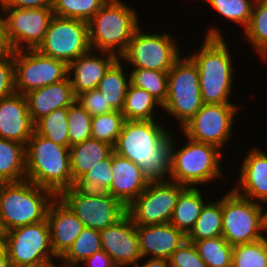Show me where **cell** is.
<instances>
[{
    "instance_id": "6da1fadb",
    "label": "cell",
    "mask_w": 267,
    "mask_h": 267,
    "mask_svg": "<svg viewBox=\"0 0 267 267\" xmlns=\"http://www.w3.org/2000/svg\"><path fill=\"white\" fill-rule=\"evenodd\" d=\"M167 131L155 120H125L113 151L139 166L148 183L166 182L173 143Z\"/></svg>"
},
{
    "instance_id": "7a4b0ae2",
    "label": "cell",
    "mask_w": 267,
    "mask_h": 267,
    "mask_svg": "<svg viewBox=\"0 0 267 267\" xmlns=\"http://www.w3.org/2000/svg\"><path fill=\"white\" fill-rule=\"evenodd\" d=\"M199 53L189 57L198 67L199 84L204 104L229 102L233 65L229 50L219 29L210 28Z\"/></svg>"
},
{
    "instance_id": "3957f363",
    "label": "cell",
    "mask_w": 267,
    "mask_h": 267,
    "mask_svg": "<svg viewBox=\"0 0 267 267\" xmlns=\"http://www.w3.org/2000/svg\"><path fill=\"white\" fill-rule=\"evenodd\" d=\"M25 153V180L52 191L56 196L74 186L69 147L55 144L34 132L25 145Z\"/></svg>"
},
{
    "instance_id": "277c9868",
    "label": "cell",
    "mask_w": 267,
    "mask_h": 267,
    "mask_svg": "<svg viewBox=\"0 0 267 267\" xmlns=\"http://www.w3.org/2000/svg\"><path fill=\"white\" fill-rule=\"evenodd\" d=\"M56 195L31 181L0 183V218L6 232L47 219Z\"/></svg>"
},
{
    "instance_id": "5b68a950",
    "label": "cell",
    "mask_w": 267,
    "mask_h": 267,
    "mask_svg": "<svg viewBox=\"0 0 267 267\" xmlns=\"http://www.w3.org/2000/svg\"><path fill=\"white\" fill-rule=\"evenodd\" d=\"M137 17L134 9L120 0H108L88 21L91 50L98 48L99 53L109 52L119 58L140 26Z\"/></svg>"
},
{
    "instance_id": "8992f818",
    "label": "cell",
    "mask_w": 267,
    "mask_h": 267,
    "mask_svg": "<svg viewBox=\"0 0 267 267\" xmlns=\"http://www.w3.org/2000/svg\"><path fill=\"white\" fill-rule=\"evenodd\" d=\"M187 140L188 143L177 151L172 143L170 181L193 187L221 176L219 164L222 153L219 148L189 138Z\"/></svg>"
},
{
    "instance_id": "52a82bcc",
    "label": "cell",
    "mask_w": 267,
    "mask_h": 267,
    "mask_svg": "<svg viewBox=\"0 0 267 267\" xmlns=\"http://www.w3.org/2000/svg\"><path fill=\"white\" fill-rule=\"evenodd\" d=\"M263 212L261 204L232 189L222 198V236L231 246L261 240L265 237Z\"/></svg>"
},
{
    "instance_id": "ba28073f",
    "label": "cell",
    "mask_w": 267,
    "mask_h": 267,
    "mask_svg": "<svg viewBox=\"0 0 267 267\" xmlns=\"http://www.w3.org/2000/svg\"><path fill=\"white\" fill-rule=\"evenodd\" d=\"M198 67L188 56L178 59L168 71V95L162 109L184 126L203 106Z\"/></svg>"
},
{
    "instance_id": "9c48e42d",
    "label": "cell",
    "mask_w": 267,
    "mask_h": 267,
    "mask_svg": "<svg viewBox=\"0 0 267 267\" xmlns=\"http://www.w3.org/2000/svg\"><path fill=\"white\" fill-rule=\"evenodd\" d=\"M5 247L11 266L55 265L47 219L6 232Z\"/></svg>"
},
{
    "instance_id": "30bf717a",
    "label": "cell",
    "mask_w": 267,
    "mask_h": 267,
    "mask_svg": "<svg viewBox=\"0 0 267 267\" xmlns=\"http://www.w3.org/2000/svg\"><path fill=\"white\" fill-rule=\"evenodd\" d=\"M37 50L69 65L91 50L88 22L54 15Z\"/></svg>"
},
{
    "instance_id": "8fae6325",
    "label": "cell",
    "mask_w": 267,
    "mask_h": 267,
    "mask_svg": "<svg viewBox=\"0 0 267 267\" xmlns=\"http://www.w3.org/2000/svg\"><path fill=\"white\" fill-rule=\"evenodd\" d=\"M16 93L25 95L68 76V65L59 59L41 54L37 49L14 51Z\"/></svg>"
},
{
    "instance_id": "7c38bea8",
    "label": "cell",
    "mask_w": 267,
    "mask_h": 267,
    "mask_svg": "<svg viewBox=\"0 0 267 267\" xmlns=\"http://www.w3.org/2000/svg\"><path fill=\"white\" fill-rule=\"evenodd\" d=\"M186 186L173 181L149 183L127 206V215L135 225L170 223L180 193Z\"/></svg>"
},
{
    "instance_id": "4fadbf2b",
    "label": "cell",
    "mask_w": 267,
    "mask_h": 267,
    "mask_svg": "<svg viewBox=\"0 0 267 267\" xmlns=\"http://www.w3.org/2000/svg\"><path fill=\"white\" fill-rule=\"evenodd\" d=\"M138 27L120 58L134 68L169 71L180 58L179 48L169 34L142 33Z\"/></svg>"
},
{
    "instance_id": "5bb4252c",
    "label": "cell",
    "mask_w": 267,
    "mask_h": 267,
    "mask_svg": "<svg viewBox=\"0 0 267 267\" xmlns=\"http://www.w3.org/2000/svg\"><path fill=\"white\" fill-rule=\"evenodd\" d=\"M1 9L6 14L5 36L11 51L37 49L43 42L54 16L52 8L1 7Z\"/></svg>"
},
{
    "instance_id": "9a60e30c",
    "label": "cell",
    "mask_w": 267,
    "mask_h": 267,
    "mask_svg": "<svg viewBox=\"0 0 267 267\" xmlns=\"http://www.w3.org/2000/svg\"><path fill=\"white\" fill-rule=\"evenodd\" d=\"M58 197L72 210L84 227L102 230L123 218L127 207L111 194L99 197L82 195L73 186Z\"/></svg>"
},
{
    "instance_id": "2e32d148",
    "label": "cell",
    "mask_w": 267,
    "mask_h": 267,
    "mask_svg": "<svg viewBox=\"0 0 267 267\" xmlns=\"http://www.w3.org/2000/svg\"><path fill=\"white\" fill-rule=\"evenodd\" d=\"M237 110L238 107L233 103L203 104L181 128L187 138L220 149L232 133L233 118Z\"/></svg>"
},
{
    "instance_id": "e0dca14e",
    "label": "cell",
    "mask_w": 267,
    "mask_h": 267,
    "mask_svg": "<svg viewBox=\"0 0 267 267\" xmlns=\"http://www.w3.org/2000/svg\"><path fill=\"white\" fill-rule=\"evenodd\" d=\"M102 249L117 267L134 265L142 258L136 225L126 214L117 223L100 230Z\"/></svg>"
},
{
    "instance_id": "ac0fdd59",
    "label": "cell",
    "mask_w": 267,
    "mask_h": 267,
    "mask_svg": "<svg viewBox=\"0 0 267 267\" xmlns=\"http://www.w3.org/2000/svg\"><path fill=\"white\" fill-rule=\"evenodd\" d=\"M34 132L25 95L15 93L0 100V139L26 145Z\"/></svg>"
},
{
    "instance_id": "d6986e66",
    "label": "cell",
    "mask_w": 267,
    "mask_h": 267,
    "mask_svg": "<svg viewBox=\"0 0 267 267\" xmlns=\"http://www.w3.org/2000/svg\"><path fill=\"white\" fill-rule=\"evenodd\" d=\"M143 257L170 259L173 252L187 241V235L171 223L136 225Z\"/></svg>"
},
{
    "instance_id": "ffe728a7",
    "label": "cell",
    "mask_w": 267,
    "mask_h": 267,
    "mask_svg": "<svg viewBox=\"0 0 267 267\" xmlns=\"http://www.w3.org/2000/svg\"><path fill=\"white\" fill-rule=\"evenodd\" d=\"M47 221L53 252L60 258L75 242L84 225L58 196L49 206Z\"/></svg>"
},
{
    "instance_id": "44dd1931",
    "label": "cell",
    "mask_w": 267,
    "mask_h": 267,
    "mask_svg": "<svg viewBox=\"0 0 267 267\" xmlns=\"http://www.w3.org/2000/svg\"><path fill=\"white\" fill-rule=\"evenodd\" d=\"M112 175L113 180L108 192L119 199L126 207L149 184L139 166L114 151L112 152Z\"/></svg>"
},
{
    "instance_id": "7402d4cb",
    "label": "cell",
    "mask_w": 267,
    "mask_h": 267,
    "mask_svg": "<svg viewBox=\"0 0 267 267\" xmlns=\"http://www.w3.org/2000/svg\"><path fill=\"white\" fill-rule=\"evenodd\" d=\"M93 50L79 56L68 65V75L70 76L74 96L83 92L97 89L98 83L104 77L110 66L118 59L112 53L102 52L106 56H94ZM73 70V72H72ZM73 74V78H71Z\"/></svg>"
},
{
    "instance_id": "603a6c76",
    "label": "cell",
    "mask_w": 267,
    "mask_h": 267,
    "mask_svg": "<svg viewBox=\"0 0 267 267\" xmlns=\"http://www.w3.org/2000/svg\"><path fill=\"white\" fill-rule=\"evenodd\" d=\"M25 97L34 123L55 109L69 107L76 101L69 75L62 81L30 91Z\"/></svg>"
},
{
    "instance_id": "cb8c5ba5",
    "label": "cell",
    "mask_w": 267,
    "mask_h": 267,
    "mask_svg": "<svg viewBox=\"0 0 267 267\" xmlns=\"http://www.w3.org/2000/svg\"><path fill=\"white\" fill-rule=\"evenodd\" d=\"M239 179V187L233 190L240 196L260 203L267 202V154L257 149L246 155ZM241 190H244L243 194ZM255 199V200H254ZM257 200V201H256Z\"/></svg>"
},
{
    "instance_id": "d4e9b609",
    "label": "cell",
    "mask_w": 267,
    "mask_h": 267,
    "mask_svg": "<svg viewBox=\"0 0 267 267\" xmlns=\"http://www.w3.org/2000/svg\"><path fill=\"white\" fill-rule=\"evenodd\" d=\"M113 152V147L105 142L89 138L69 148L70 170L75 182L97 163L106 159Z\"/></svg>"
},
{
    "instance_id": "484cf974",
    "label": "cell",
    "mask_w": 267,
    "mask_h": 267,
    "mask_svg": "<svg viewBox=\"0 0 267 267\" xmlns=\"http://www.w3.org/2000/svg\"><path fill=\"white\" fill-rule=\"evenodd\" d=\"M25 144L0 139V183L25 180Z\"/></svg>"
},
{
    "instance_id": "4316f807",
    "label": "cell",
    "mask_w": 267,
    "mask_h": 267,
    "mask_svg": "<svg viewBox=\"0 0 267 267\" xmlns=\"http://www.w3.org/2000/svg\"><path fill=\"white\" fill-rule=\"evenodd\" d=\"M204 205L199 189L186 187L180 193L170 223L187 235L201 214Z\"/></svg>"
},
{
    "instance_id": "83f0119b",
    "label": "cell",
    "mask_w": 267,
    "mask_h": 267,
    "mask_svg": "<svg viewBox=\"0 0 267 267\" xmlns=\"http://www.w3.org/2000/svg\"><path fill=\"white\" fill-rule=\"evenodd\" d=\"M113 180L112 153L87 171L74 183V188L82 195L99 197L109 194L108 189Z\"/></svg>"
},
{
    "instance_id": "f1b7e54d",
    "label": "cell",
    "mask_w": 267,
    "mask_h": 267,
    "mask_svg": "<svg viewBox=\"0 0 267 267\" xmlns=\"http://www.w3.org/2000/svg\"><path fill=\"white\" fill-rule=\"evenodd\" d=\"M120 60L118 58L110 66L97 86L107 103L116 111H122L127 88L130 84V77H126Z\"/></svg>"
},
{
    "instance_id": "f546056e",
    "label": "cell",
    "mask_w": 267,
    "mask_h": 267,
    "mask_svg": "<svg viewBox=\"0 0 267 267\" xmlns=\"http://www.w3.org/2000/svg\"><path fill=\"white\" fill-rule=\"evenodd\" d=\"M222 236V199L206 203L187 234V240L194 243L202 239Z\"/></svg>"
},
{
    "instance_id": "4dcf8cb0",
    "label": "cell",
    "mask_w": 267,
    "mask_h": 267,
    "mask_svg": "<svg viewBox=\"0 0 267 267\" xmlns=\"http://www.w3.org/2000/svg\"><path fill=\"white\" fill-rule=\"evenodd\" d=\"M162 104L146 90L129 84L125 96L122 114L125 120H154L153 107Z\"/></svg>"
},
{
    "instance_id": "1f68e13d",
    "label": "cell",
    "mask_w": 267,
    "mask_h": 267,
    "mask_svg": "<svg viewBox=\"0 0 267 267\" xmlns=\"http://www.w3.org/2000/svg\"><path fill=\"white\" fill-rule=\"evenodd\" d=\"M102 249L100 231L92 228L82 230L75 242L69 249L59 258L63 260L65 267H77L86 258L92 256L95 252ZM59 266V267H64Z\"/></svg>"
},
{
    "instance_id": "d6a6232c",
    "label": "cell",
    "mask_w": 267,
    "mask_h": 267,
    "mask_svg": "<svg viewBox=\"0 0 267 267\" xmlns=\"http://www.w3.org/2000/svg\"><path fill=\"white\" fill-rule=\"evenodd\" d=\"M68 107L57 108L35 123V132L55 144L69 147Z\"/></svg>"
},
{
    "instance_id": "836d02e7",
    "label": "cell",
    "mask_w": 267,
    "mask_h": 267,
    "mask_svg": "<svg viewBox=\"0 0 267 267\" xmlns=\"http://www.w3.org/2000/svg\"><path fill=\"white\" fill-rule=\"evenodd\" d=\"M194 245L207 267H232L233 246L223 236L195 241Z\"/></svg>"
},
{
    "instance_id": "e575fe53",
    "label": "cell",
    "mask_w": 267,
    "mask_h": 267,
    "mask_svg": "<svg viewBox=\"0 0 267 267\" xmlns=\"http://www.w3.org/2000/svg\"><path fill=\"white\" fill-rule=\"evenodd\" d=\"M245 37L256 52L267 59V0H255L249 24L245 28Z\"/></svg>"
},
{
    "instance_id": "d590c367",
    "label": "cell",
    "mask_w": 267,
    "mask_h": 267,
    "mask_svg": "<svg viewBox=\"0 0 267 267\" xmlns=\"http://www.w3.org/2000/svg\"><path fill=\"white\" fill-rule=\"evenodd\" d=\"M129 75L130 84L146 90L162 105L165 103L168 95V71L134 68Z\"/></svg>"
},
{
    "instance_id": "8d00e7d4",
    "label": "cell",
    "mask_w": 267,
    "mask_h": 267,
    "mask_svg": "<svg viewBox=\"0 0 267 267\" xmlns=\"http://www.w3.org/2000/svg\"><path fill=\"white\" fill-rule=\"evenodd\" d=\"M108 0H54L53 13L88 22Z\"/></svg>"
},
{
    "instance_id": "74e56055",
    "label": "cell",
    "mask_w": 267,
    "mask_h": 267,
    "mask_svg": "<svg viewBox=\"0 0 267 267\" xmlns=\"http://www.w3.org/2000/svg\"><path fill=\"white\" fill-rule=\"evenodd\" d=\"M125 122L121 111H112L92 117L91 138L114 147Z\"/></svg>"
},
{
    "instance_id": "f35d334b",
    "label": "cell",
    "mask_w": 267,
    "mask_h": 267,
    "mask_svg": "<svg viewBox=\"0 0 267 267\" xmlns=\"http://www.w3.org/2000/svg\"><path fill=\"white\" fill-rule=\"evenodd\" d=\"M232 267H267V237L233 246Z\"/></svg>"
},
{
    "instance_id": "ab89813d",
    "label": "cell",
    "mask_w": 267,
    "mask_h": 267,
    "mask_svg": "<svg viewBox=\"0 0 267 267\" xmlns=\"http://www.w3.org/2000/svg\"><path fill=\"white\" fill-rule=\"evenodd\" d=\"M69 148L91 138L92 116L75 101L68 107Z\"/></svg>"
},
{
    "instance_id": "60d3db41",
    "label": "cell",
    "mask_w": 267,
    "mask_h": 267,
    "mask_svg": "<svg viewBox=\"0 0 267 267\" xmlns=\"http://www.w3.org/2000/svg\"><path fill=\"white\" fill-rule=\"evenodd\" d=\"M223 17L244 26L249 24L255 0H205Z\"/></svg>"
},
{
    "instance_id": "b9f144b4",
    "label": "cell",
    "mask_w": 267,
    "mask_h": 267,
    "mask_svg": "<svg viewBox=\"0 0 267 267\" xmlns=\"http://www.w3.org/2000/svg\"><path fill=\"white\" fill-rule=\"evenodd\" d=\"M169 264L170 267H207L194 243L188 240L173 252Z\"/></svg>"
},
{
    "instance_id": "7bdbcfd3",
    "label": "cell",
    "mask_w": 267,
    "mask_h": 267,
    "mask_svg": "<svg viewBox=\"0 0 267 267\" xmlns=\"http://www.w3.org/2000/svg\"><path fill=\"white\" fill-rule=\"evenodd\" d=\"M16 93L14 51L0 55V100Z\"/></svg>"
},
{
    "instance_id": "ee69618b",
    "label": "cell",
    "mask_w": 267,
    "mask_h": 267,
    "mask_svg": "<svg viewBox=\"0 0 267 267\" xmlns=\"http://www.w3.org/2000/svg\"><path fill=\"white\" fill-rule=\"evenodd\" d=\"M76 101L92 117L114 111L110 104L107 103L104 95L98 89L83 92L76 97Z\"/></svg>"
},
{
    "instance_id": "f6af8a7d",
    "label": "cell",
    "mask_w": 267,
    "mask_h": 267,
    "mask_svg": "<svg viewBox=\"0 0 267 267\" xmlns=\"http://www.w3.org/2000/svg\"><path fill=\"white\" fill-rule=\"evenodd\" d=\"M54 0H0V7L22 9L52 8Z\"/></svg>"
},
{
    "instance_id": "bcb514c9",
    "label": "cell",
    "mask_w": 267,
    "mask_h": 267,
    "mask_svg": "<svg viewBox=\"0 0 267 267\" xmlns=\"http://www.w3.org/2000/svg\"><path fill=\"white\" fill-rule=\"evenodd\" d=\"M83 262H85L88 267H117L112 258L103 249L95 252Z\"/></svg>"
},
{
    "instance_id": "7dc6e473",
    "label": "cell",
    "mask_w": 267,
    "mask_h": 267,
    "mask_svg": "<svg viewBox=\"0 0 267 267\" xmlns=\"http://www.w3.org/2000/svg\"><path fill=\"white\" fill-rule=\"evenodd\" d=\"M11 52L5 36V20L0 17V55Z\"/></svg>"
},
{
    "instance_id": "c3c4849f",
    "label": "cell",
    "mask_w": 267,
    "mask_h": 267,
    "mask_svg": "<svg viewBox=\"0 0 267 267\" xmlns=\"http://www.w3.org/2000/svg\"><path fill=\"white\" fill-rule=\"evenodd\" d=\"M134 267H170L169 260L164 258H152L148 259L145 264L139 266V263H135Z\"/></svg>"
},
{
    "instance_id": "681fc988",
    "label": "cell",
    "mask_w": 267,
    "mask_h": 267,
    "mask_svg": "<svg viewBox=\"0 0 267 267\" xmlns=\"http://www.w3.org/2000/svg\"><path fill=\"white\" fill-rule=\"evenodd\" d=\"M0 267H11L8 252L4 243H0Z\"/></svg>"
},
{
    "instance_id": "f907efd6",
    "label": "cell",
    "mask_w": 267,
    "mask_h": 267,
    "mask_svg": "<svg viewBox=\"0 0 267 267\" xmlns=\"http://www.w3.org/2000/svg\"><path fill=\"white\" fill-rule=\"evenodd\" d=\"M6 231L0 218V243H5Z\"/></svg>"
},
{
    "instance_id": "816d5d0a",
    "label": "cell",
    "mask_w": 267,
    "mask_h": 267,
    "mask_svg": "<svg viewBox=\"0 0 267 267\" xmlns=\"http://www.w3.org/2000/svg\"><path fill=\"white\" fill-rule=\"evenodd\" d=\"M264 230L267 231V212L263 213Z\"/></svg>"
},
{
    "instance_id": "f5cc1de1",
    "label": "cell",
    "mask_w": 267,
    "mask_h": 267,
    "mask_svg": "<svg viewBox=\"0 0 267 267\" xmlns=\"http://www.w3.org/2000/svg\"><path fill=\"white\" fill-rule=\"evenodd\" d=\"M11 267H57L56 265H42V266H11Z\"/></svg>"
}]
</instances>
